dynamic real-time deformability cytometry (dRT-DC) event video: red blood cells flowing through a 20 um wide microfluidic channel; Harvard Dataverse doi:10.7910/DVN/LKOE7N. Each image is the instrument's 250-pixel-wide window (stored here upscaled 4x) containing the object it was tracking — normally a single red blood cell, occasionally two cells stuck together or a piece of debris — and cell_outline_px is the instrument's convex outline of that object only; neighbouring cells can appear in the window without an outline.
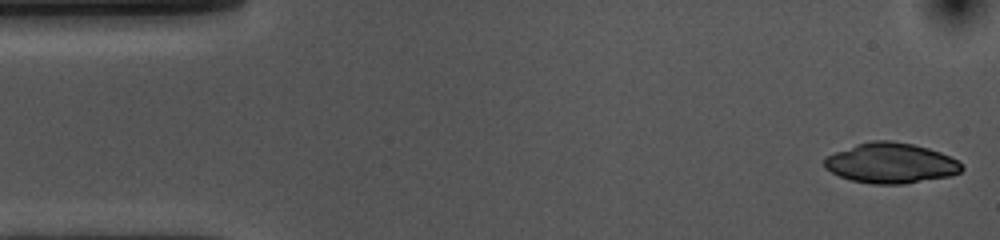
{"species": "common noctule bat (a hibernating species)", "species_latin": "Nyctalus noctula", "temperature_condition": "cold", "stored_images_in_passage": 54, "segment_of_instrument_passage": [1, 2], "camera_frame_rate_fps": 3000, "um_per_image_px": 0.085, "animal": {"sex": "female", "body_mass_g": 10.0, "forearm_length_mm": 53.1}, "frame": {"image": 1, "passage_image": 1, "time_ms": 0.0, "image_size_px": [1000, 240], "cell_outline_px": [[964, 168], [960, 172], [948, 176], [904, 184], [872, 184], [852, 180], [840, 176], [824, 168], [824, 156], [856, 144], [872, 140], [892, 140], [912, 144], [928, 148], [940, 152], [956, 160]], "centroid_in_image_um": [75.68, 13.86], "position_along_channel_um": 9.3, "area_um2": 32.14}}